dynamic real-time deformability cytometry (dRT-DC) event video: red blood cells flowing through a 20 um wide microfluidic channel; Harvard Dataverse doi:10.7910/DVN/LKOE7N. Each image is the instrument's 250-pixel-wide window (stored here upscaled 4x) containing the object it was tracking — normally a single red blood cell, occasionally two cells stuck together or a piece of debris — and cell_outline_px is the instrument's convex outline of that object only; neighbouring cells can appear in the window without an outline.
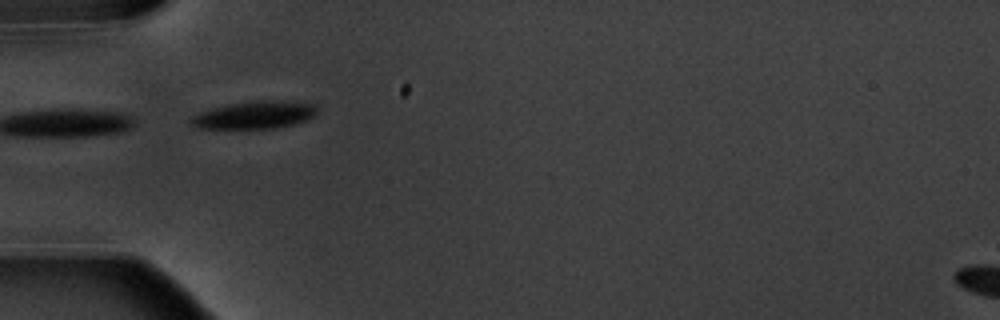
{"species": "common noctule bat (a hibernating species)", "species_latin": "Nyctalus noctula", "temperature_condition": "warm", "stored_images_in_passage": 3, "camera_frame_rate_fps": 3000, "um_per_image_px": 0.085, "animal": {"sex": "male", "body_mass_g": 20.1, "forearm_length_mm": 53.5}, "frame": {"image": 1, "passage_image": 1, "time_ms": 0.0, "image_size_px": [1000, 320], "cell_outline_px": [[316, 112], [312, 116], [304, 120], [292, 124], [272, 128], [200, 128], [192, 124], [188, 120], [192, 116], [200, 112], [212, 108], [228, 104], [260, 100], [304, 100], [316, 104]], "centroid_in_image_um": [21.68, 9.74], "position_along_channel_um": 63.3, "area_um2": 20.29}}